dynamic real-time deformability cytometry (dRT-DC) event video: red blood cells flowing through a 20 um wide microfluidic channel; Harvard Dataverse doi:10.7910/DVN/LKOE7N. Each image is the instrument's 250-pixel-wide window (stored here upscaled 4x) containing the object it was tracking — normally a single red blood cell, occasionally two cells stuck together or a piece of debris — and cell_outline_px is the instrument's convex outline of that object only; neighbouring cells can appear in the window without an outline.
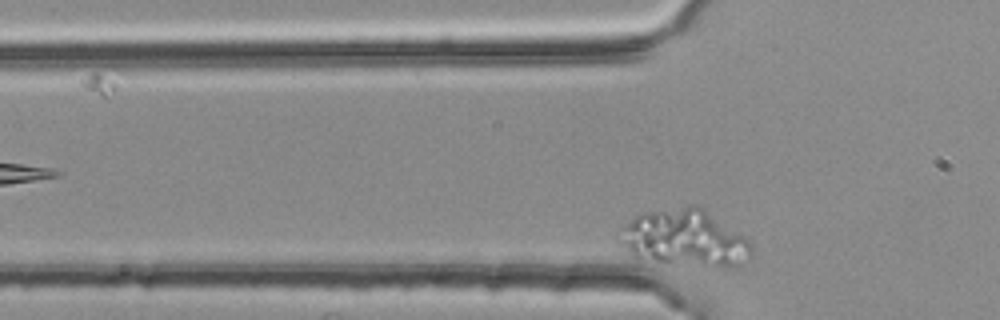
{"species": "common noctule bat (a hibernating species)", "species_latin": "Nyctalus noctula", "temperature_condition": "room temperature", "stored_images_in_passage": 2, "camera_frame_rate_fps": 3000, "um_per_image_px": 0.085, "animal": {"sex": "female", "body_mass_g": 25.1}, "frame": {"image": 1, "passage_image": 2, "time_ms": 0.333, "image_size_px": [1000, 320], "cell_outline_px": [[752, 256], [740, 268], [720, 268], [656, 260], [632, 256], [616, 240], [620, 228], [624, 224], [636, 216], [644, 212], [688, 204], [696, 204], [704, 208], [744, 236], [752, 244]], "centroid_in_image_um": [58.24, 20.24], "position_along_channel_um": 67.6, "area_um2": 44.33}}